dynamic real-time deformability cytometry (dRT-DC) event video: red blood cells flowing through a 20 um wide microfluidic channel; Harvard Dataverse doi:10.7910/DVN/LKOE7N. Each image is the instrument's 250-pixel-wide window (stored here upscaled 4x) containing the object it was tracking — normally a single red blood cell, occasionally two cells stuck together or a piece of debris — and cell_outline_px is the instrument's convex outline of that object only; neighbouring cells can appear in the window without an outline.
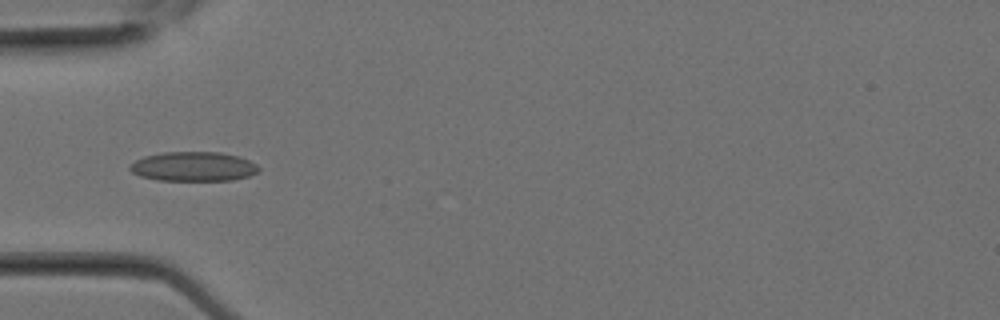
{"species": "Egyptian fruit bat (a non-hibernating species)", "species_latin": "Rousettus aegyptiacus", "temperature_condition": "room temperature", "stored_images_in_passage": 8, "camera_frame_rate_fps": 3000, "um_per_image_px": 0.085, "animal": {"sex": "female"}, "frame": {"image": 1, "passage_image": 7, "time_ms": 2.0, "image_size_px": [1000, 320], "cell_outline_px": [[260, 172], [248, 176], [232, 180], [156, 180], [140, 176], [132, 172], [128, 168], [136, 160], [144, 156], [164, 152], [220, 152], [240, 156], [256, 164], [260, 168]], "centroid_in_image_um": [16.46, 14.15], "position_along_channel_um": 68.5, "area_um2": 22.14}}